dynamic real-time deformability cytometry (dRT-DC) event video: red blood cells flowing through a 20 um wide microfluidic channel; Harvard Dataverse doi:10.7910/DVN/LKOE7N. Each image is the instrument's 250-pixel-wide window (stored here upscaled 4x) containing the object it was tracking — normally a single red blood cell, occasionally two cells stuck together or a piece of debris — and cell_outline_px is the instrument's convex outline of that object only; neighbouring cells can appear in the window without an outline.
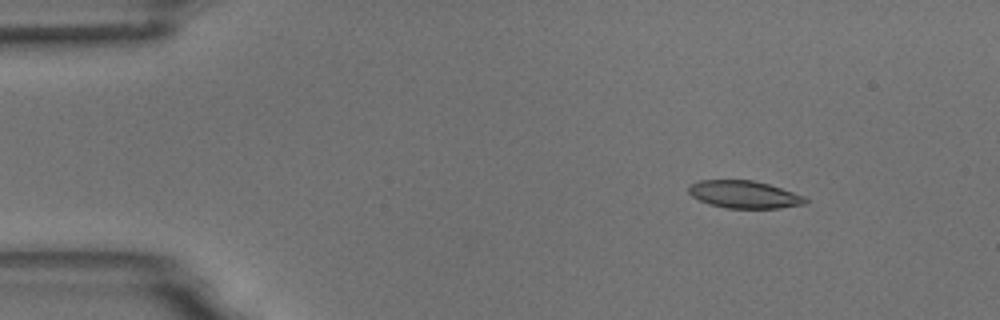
{"species": "common noctule bat (a hibernating species)", "species_latin": "Nyctalus noctula", "temperature_condition": "room temperature", "stored_images_in_passage": 6, "camera_frame_rate_fps": 3000, "um_per_image_px": 0.085, "animal": {"sex": "male", "body_mass_g": 18.8}, "frame": {"image": 1, "passage_image": 2, "time_ms": 1.0, "image_size_px": [1000, 320], "cell_outline_px": [[808, 204], [780, 208], [728, 208], [712, 204], [700, 200], [692, 196], [688, 192], [688, 188], [692, 184], [700, 180], [752, 180], [768, 184], [804, 196], [808, 200]], "centroid_in_image_um": [63.29, 16.53], "position_along_channel_um": 21.7, "area_um2": 18.5}}
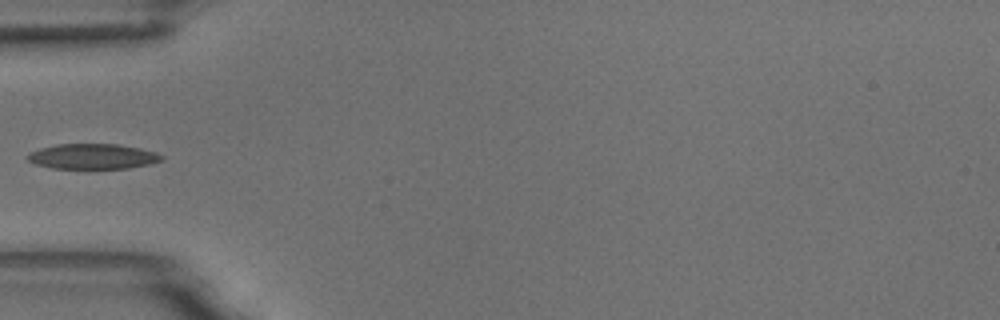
{"frame": {"image": 2, "passage_image": 5, "time_ms": 4.667, "image_size_px": [1000, 320], "cell_outline_px": [[164, 160], [148, 164], [128, 168], [52, 168], [36, 164], [28, 160], [28, 152], [40, 148], [56, 144], [116, 144], [140, 148], [156, 152], [164, 156]], "centroid_in_image_um": [7.89, 13.29], "position_along_channel_um": 77.1, "area_um2": 19.65}}